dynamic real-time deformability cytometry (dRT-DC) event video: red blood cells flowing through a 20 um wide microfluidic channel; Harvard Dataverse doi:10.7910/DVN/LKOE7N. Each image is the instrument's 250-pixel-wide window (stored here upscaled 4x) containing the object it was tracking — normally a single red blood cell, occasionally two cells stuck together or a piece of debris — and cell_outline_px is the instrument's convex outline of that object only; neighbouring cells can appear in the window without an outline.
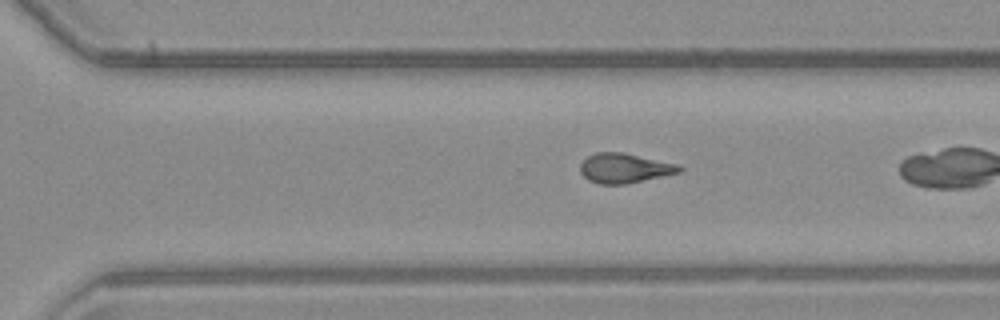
{"species": "common noctule bat (a hibernating species)", "species_latin": "Nyctalus noctula", "temperature_condition": "warm", "stored_images_in_passage": 26, "camera_frame_rate_fps": 3000, "um_per_image_px": 0.085, "animal": {"sex": "male", "body_mass_g": 23.1, "forearm_length_mm": 52.7}, "frame": {"image": 1, "passage_image": 22, "time_ms": 7.0, "image_size_px": [1000, 320], "cell_outline_px": [[684, 168], [680, 172], [624, 184], [600, 184], [588, 180], [580, 172], [580, 164], [588, 156], [596, 152], [620, 152], [676, 164]], "centroid_in_image_um": [53.03, 14.29], "position_along_channel_um": 317.6, "area_um2": 16.76}}